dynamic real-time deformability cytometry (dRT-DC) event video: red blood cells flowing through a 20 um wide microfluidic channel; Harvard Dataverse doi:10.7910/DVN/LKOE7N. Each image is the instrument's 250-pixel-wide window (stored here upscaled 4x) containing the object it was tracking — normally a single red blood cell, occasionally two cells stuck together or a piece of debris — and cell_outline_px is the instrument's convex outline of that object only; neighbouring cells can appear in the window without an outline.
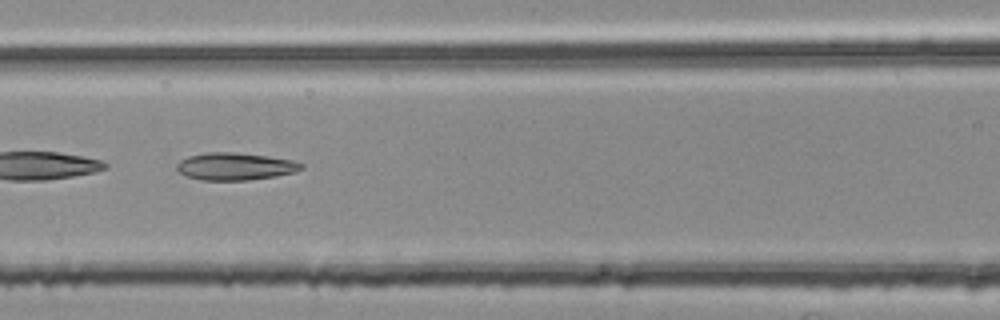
{"species": "common noctule bat (a hibernating species)", "species_latin": "Nyctalus noctula", "temperature_condition": "room temperature", "stored_images_in_passage": 31, "camera_frame_rate_fps": 3000, "um_per_image_px": 0.085, "animal": {"sex": "female", "body_mass_g": 25.1}, "frame": {"image": 1, "passage_image": 10, "time_ms": 3.0, "image_size_px": [1000, 320], "cell_outline_px": [[304, 168], [296, 172], [276, 176], [248, 180], [200, 180], [188, 176], [180, 172], [176, 168], [176, 164], [180, 160], [188, 156], [204, 152], [236, 152], [268, 156], [292, 160], [304, 164]], "centroid_in_image_um": [20.0, 14.14], "position_along_channel_um": 146.6, "area_um2": 20.0}, "authors_computed_cell_mechanics": {"area_um2": 19.1318, "velocity_mm_per_s": 3.7921, "shape_relaxation_time_tau1_ms": 10.3632, "shape_relaxation_time_tau2_ms": 5.5809, "deformation_change_tau1": 0.2344, "deformation_change_tau2": 0.1322}}